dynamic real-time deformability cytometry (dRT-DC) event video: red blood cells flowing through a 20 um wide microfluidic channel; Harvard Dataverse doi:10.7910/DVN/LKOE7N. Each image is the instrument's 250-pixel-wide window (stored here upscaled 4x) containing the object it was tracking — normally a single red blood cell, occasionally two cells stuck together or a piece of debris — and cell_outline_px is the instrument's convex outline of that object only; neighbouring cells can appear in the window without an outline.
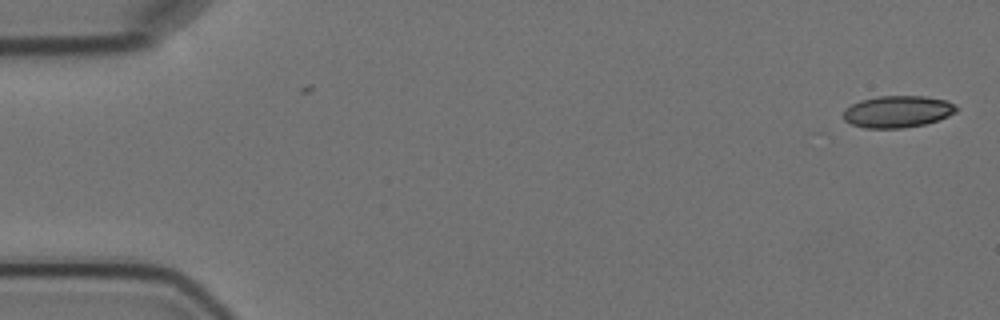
{"species": "Egyptian fruit bat (a non-hibernating species)", "species_latin": "Rousettus aegyptiacus", "temperature_condition": "cold", "stored_images_in_passage": 2, "camera_frame_rate_fps": 3000, "um_per_image_px": 0.085, "animal": {"sex": "female"}, "frame": {"image": 1, "passage_image": 2, "time_ms": 1.0, "image_size_px": [1000, 320], "cell_outline_px": [[960, 108], [956, 112], [948, 116], [924, 124], [904, 128], [864, 128], [852, 124], [844, 120], [844, 108], [860, 100], [880, 96], [924, 96], [948, 100], [956, 104]], "centroid_in_image_um": [76.32, 9.48], "position_along_channel_um": 8.7, "area_um2": 21.1}}